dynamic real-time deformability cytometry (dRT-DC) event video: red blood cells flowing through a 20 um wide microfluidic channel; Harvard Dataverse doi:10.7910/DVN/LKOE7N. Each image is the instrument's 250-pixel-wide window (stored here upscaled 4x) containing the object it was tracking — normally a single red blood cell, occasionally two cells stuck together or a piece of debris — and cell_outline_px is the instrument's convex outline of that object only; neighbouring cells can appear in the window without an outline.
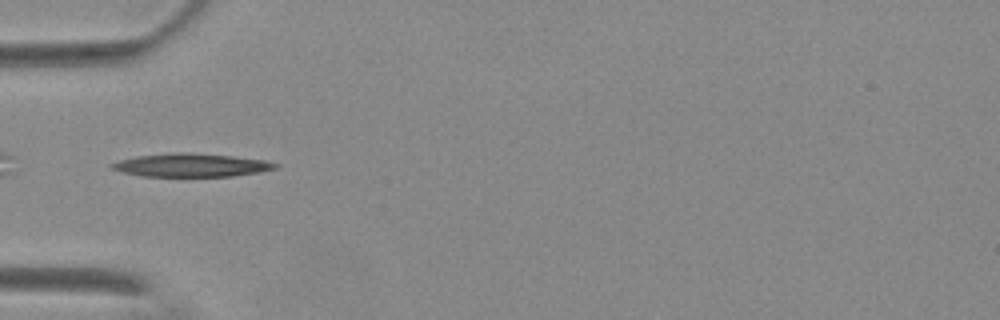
{"species": "Egyptian fruit bat (a non-hibernating species)", "species_latin": "Rousettus aegyptiacus", "temperature_condition": "warm", "stored_images_in_passage": 6, "camera_frame_rate_fps": 3000, "um_per_image_px": 0.085, "animal": {"sex": "female"}, "frame": {"image": 1, "passage_image": 2, "time_ms": 1.333, "image_size_px": [1000, 320], "cell_outline_px": [[280, 164], [276, 168], [260, 172], [232, 176], [144, 176], [124, 172], [112, 168], [108, 164], [120, 160], [136, 156], [176, 152], [184, 152], [232, 156], [264, 160]], "centroid_in_image_um": [16.26, 14.03], "position_along_channel_um": 68.7, "area_um2": 21.96}}
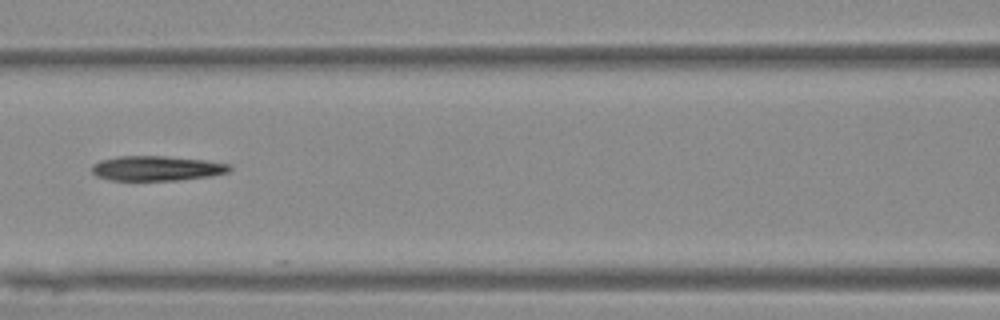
{"frame": {"image": 2, "passage_image": 4, "time_ms": 3.667, "image_size_px": [1000, 320], "cell_outline_px": [[232, 168], [228, 172], [208, 176], [176, 180], [112, 180], [96, 176], [92, 172], [92, 164], [100, 160], [116, 156], [164, 156], [204, 160], [228, 164]], "centroid_in_image_um": [13.27, 14.3], "position_along_channel_um": 153.3, "area_um2": 19.77}}
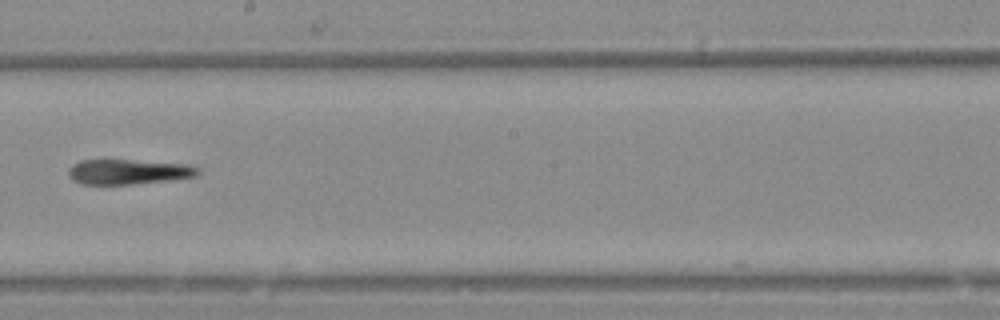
{"frame": {"image": 3, "passage_image": 6, "time_ms": 6.0, "image_size_px": [1000, 320], "cell_outline_px": [[200, 172], [196, 176], [168, 180], [132, 184], [80, 184], [72, 180], [68, 176], [68, 168], [72, 164], [80, 160], [104, 156], [184, 164], [200, 168]], "centroid_in_image_um": [10.8, 14.54], "position_along_channel_um": 237.4, "area_um2": 19.94}}